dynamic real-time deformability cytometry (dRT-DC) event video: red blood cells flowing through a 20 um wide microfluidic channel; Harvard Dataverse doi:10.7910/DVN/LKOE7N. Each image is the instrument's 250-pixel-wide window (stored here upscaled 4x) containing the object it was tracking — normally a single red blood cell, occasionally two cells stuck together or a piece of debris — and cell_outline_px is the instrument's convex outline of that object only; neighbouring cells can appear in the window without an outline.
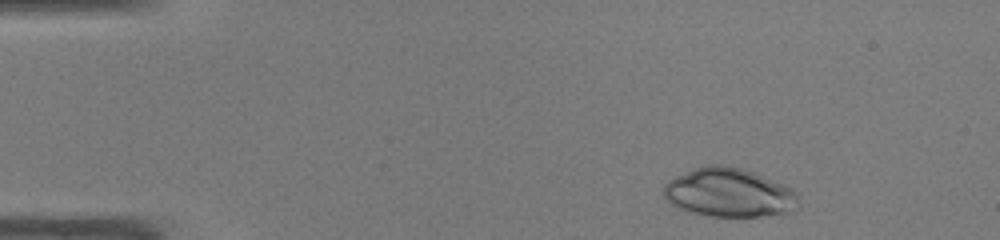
{"species": "common noctule bat (a hibernating species)", "species_latin": "Nyctalus noctula", "temperature_condition": "warm", "stored_images_in_passage": 43, "camera_frame_rate_fps": 3000, "um_per_image_px": 0.085, "animal": {"sex": "male", "body_mass_g": 19.0, "forearm_length_mm": 50.8}, "frame": {"image": 1, "passage_image": 2, "time_ms": 0.333, "image_size_px": [1000, 240], "cell_outline_px": [[800, 208], [788, 212], [756, 216], [708, 216], [692, 212], [680, 208], [672, 204], [664, 196], [664, 184], [668, 180], [676, 176], [704, 164], [720, 164], [740, 168], [752, 172], [792, 188], [796, 192], [800, 204]], "centroid_in_image_um": [61.98, 16.37], "position_along_channel_um": 23.0, "area_um2": 38.15}}
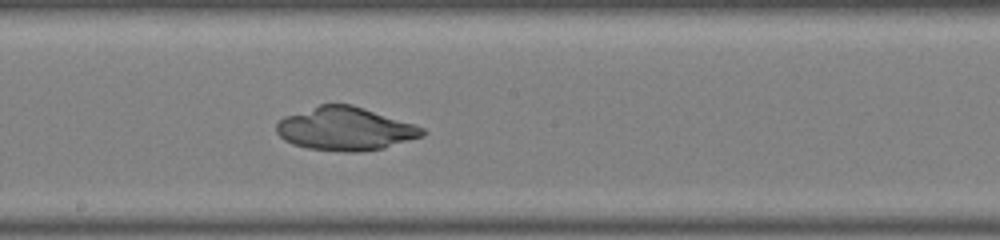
{"frame": {"image": 2, "passage_image": 22, "time_ms": 7.0, "image_size_px": [1000, 240], "cell_outline_px": [[428, 132], [424, 136], [384, 148], [360, 152], [344, 152], [308, 148], [292, 144], [284, 140], [276, 132], [276, 124], [284, 116], [320, 104], [352, 104], [416, 124], [424, 128]], "centroid_in_image_um": [29.38, 10.95], "position_along_channel_um": 218.8, "area_um2": 37.11}}
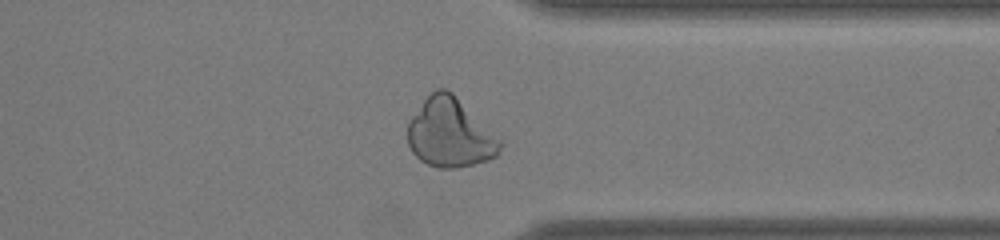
{"frame": {"image": 3, "passage_image": 33, "time_ms": 10.667, "image_size_px": [1000, 240], "cell_outline_px": [[504, 144], [496, 156], [488, 160], [456, 168], [440, 168], [428, 164], [420, 160], [412, 152], [408, 144], [408, 120], [424, 100], [436, 88], [444, 88], [452, 92], [504, 140]], "centroid_in_image_um": [38.29, 11.3], "position_along_channel_um": 373.1, "area_um2": 37.45}}